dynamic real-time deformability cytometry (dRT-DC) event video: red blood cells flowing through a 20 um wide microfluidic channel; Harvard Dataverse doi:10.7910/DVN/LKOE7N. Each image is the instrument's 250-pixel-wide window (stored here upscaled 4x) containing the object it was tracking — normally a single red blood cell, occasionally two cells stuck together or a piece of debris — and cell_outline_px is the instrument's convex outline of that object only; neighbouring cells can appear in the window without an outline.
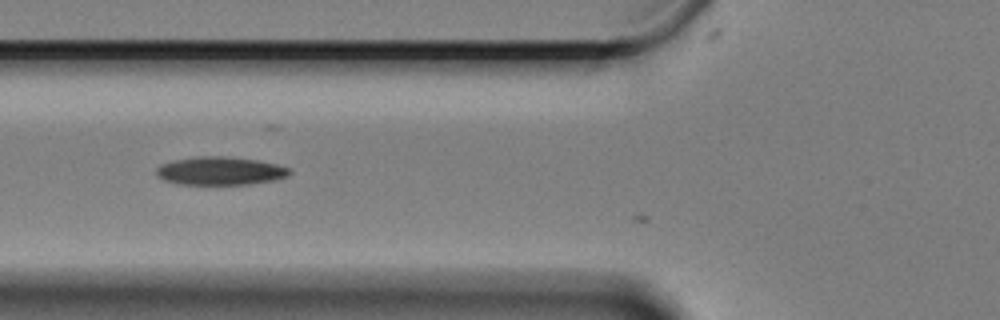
{"species": "Egyptian fruit bat (a non-hibernating species)", "species_latin": "Rousettus aegyptiacus", "temperature_condition": "cold", "stored_images_in_passage": 7, "camera_frame_rate_fps": 3000, "um_per_image_px": 0.085, "animal": {"sex": "female"}, "frame": {"image": 1, "passage_image": 5, "time_ms": 1.333, "image_size_px": [1000, 320], "cell_outline_px": [[292, 172], [288, 176], [276, 180], [252, 184], [176, 184], [164, 180], [156, 176], [156, 168], [160, 164], [172, 160], [196, 156], [228, 156], [260, 160], [292, 168]], "centroid_in_image_um": [18.73, 14.52], "position_along_channel_um": 107.1, "area_um2": 22.37}}